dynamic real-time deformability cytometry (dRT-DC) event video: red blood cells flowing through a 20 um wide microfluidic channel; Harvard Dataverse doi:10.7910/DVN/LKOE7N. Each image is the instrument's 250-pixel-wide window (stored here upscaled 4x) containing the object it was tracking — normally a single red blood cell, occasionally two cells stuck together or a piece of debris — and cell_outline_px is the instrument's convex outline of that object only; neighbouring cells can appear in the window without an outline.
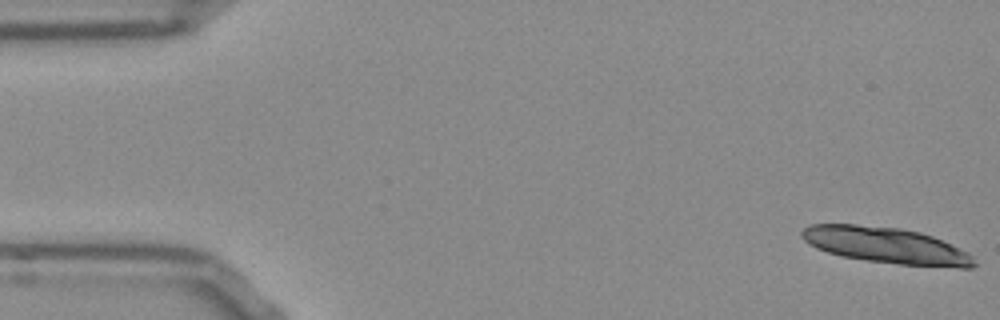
{"species": "Egyptian fruit bat (a non-hibernating species)", "species_latin": "Rousettus aegyptiacus", "temperature_condition": "room temperature", "stored_images_in_passage": 11, "camera_frame_rate_fps": 3000, "um_per_image_px": 0.085, "frame": {"image": 1, "passage_image": 1, "time_ms": 0.0, "image_size_px": [1000, 320], "cell_outline_px": [[976, 264], [972, 268], [960, 268], [900, 264], [868, 260], [844, 256], [828, 252], [816, 248], [808, 244], [800, 236], [800, 232], [808, 224], [856, 224], [900, 228], [920, 232], [932, 236], [968, 252], [972, 256]], "centroid_in_image_um": [75.31, 20.85], "position_along_channel_um": 9.7, "area_um2": 36.13}}